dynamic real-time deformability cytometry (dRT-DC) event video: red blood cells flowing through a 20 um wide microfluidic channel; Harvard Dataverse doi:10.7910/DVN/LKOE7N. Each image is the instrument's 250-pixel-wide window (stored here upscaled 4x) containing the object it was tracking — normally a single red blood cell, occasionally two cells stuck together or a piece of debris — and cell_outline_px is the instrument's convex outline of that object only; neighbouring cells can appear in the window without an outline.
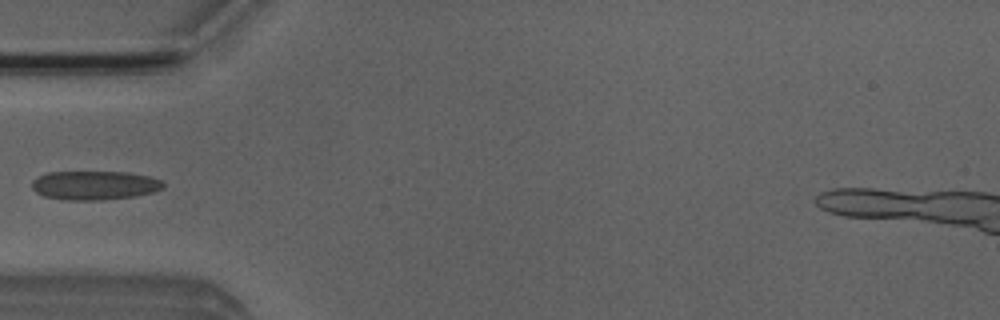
{"species": "Egyptian fruit bat (a non-hibernating species)", "species_latin": "Rousettus aegyptiacus", "temperature_condition": "room temperature", "stored_images_in_passage": 4, "camera_frame_rate_fps": 3000, "um_per_image_px": 0.085, "animal": {"sex": "male"}, "frame": {"image": 1, "passage_image": 4, "time_ms": 4.333, "image_size_px": [1000, 320], "cell_outline_px": [[164, 188], [152, 192], [136, 196], [100, 200], [64, 200], [44, 196], [36, 192], [32, 188], [32, 180], [48, 172], [128, 172], [148, 176], [164, 180]], "centroid_in_image_um": [8.06, 15.75], "position_along_channel_um": 76.9, "area_um2": 22.25}}